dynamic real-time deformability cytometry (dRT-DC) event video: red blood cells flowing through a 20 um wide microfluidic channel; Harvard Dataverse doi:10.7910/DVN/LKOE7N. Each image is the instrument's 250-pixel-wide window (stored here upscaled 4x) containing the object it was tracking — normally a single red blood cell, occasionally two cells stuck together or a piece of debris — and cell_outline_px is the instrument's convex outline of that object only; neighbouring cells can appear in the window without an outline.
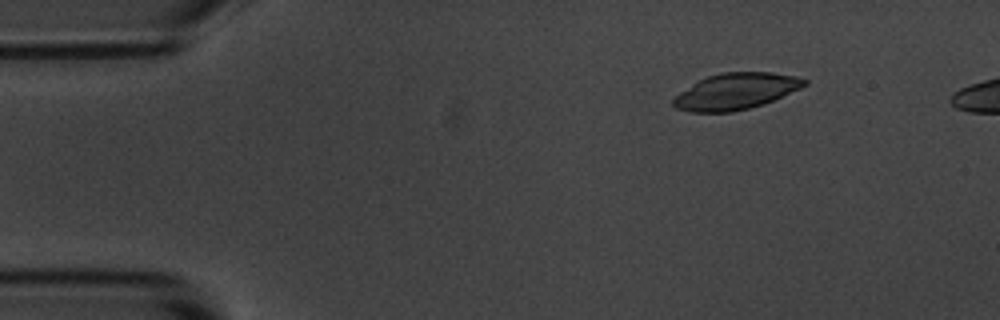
{"species": "common noctule bat (a hibernating species)", "species_latin": "Nyctalus noctula", "temperature_condition": "room temperature", "stored_images_in_passage": 4, "camera_frame_rate_fps": 3000, "um_per_image_px": 0.085, "animal": {"sex": "male", "body_mass_g": 20.1, "forearm_length_mm": 53.5}, "frame": {"image": 1, "passage_image": 1, "time_ms": 0.0, "image_size_px": [1000, 320], "cell_outline_px": [[808, 84], [800, 88], [764, 104], [732, 112], [688, 112], [676, 108], [672, 104], [672, 100], [680, 92], [700, 80], [708, 76], [720, 72], [772, 72], [796, 76], [808, 80]], "centroid_in_image_um": [62.55, 7.76], "position_along_channel_um": 22.4, "area_um2": 27.57}}